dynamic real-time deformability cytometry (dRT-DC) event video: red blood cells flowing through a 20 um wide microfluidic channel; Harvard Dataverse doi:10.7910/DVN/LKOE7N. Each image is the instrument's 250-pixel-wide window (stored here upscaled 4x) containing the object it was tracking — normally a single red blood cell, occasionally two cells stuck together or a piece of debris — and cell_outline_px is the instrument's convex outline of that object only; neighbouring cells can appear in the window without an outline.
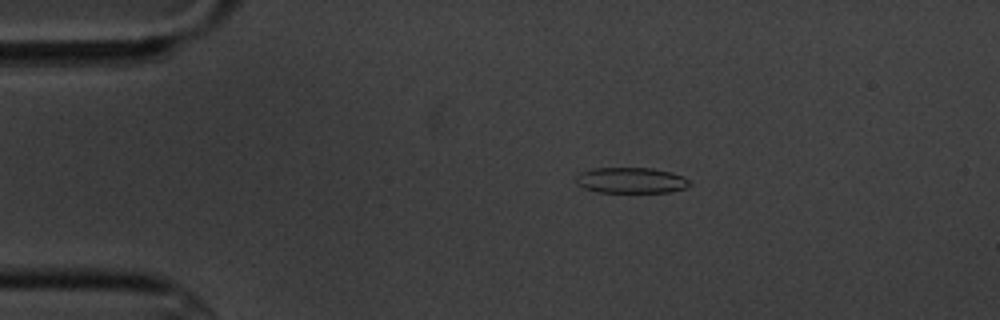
{"species": "common noctule bat (a hibernating species)", "species_latin": "Nyctalus noctula", "temperature_condition": "cold", "stored_images_in_passage": 12, "camera_frame_rate_fps": 3000, "um_per_image_px": 0.085, "animal": {"sex": "male", "body_mass_g": 20.1, "forearm_length_mm": 53.5}, "frame": {"image": 1, "passage_image": 2, "time_ms": 1.333, "image_size_px": [1000, 320], "cell_outline_px": [[692, 184], [684, 188], [668, 192], [600, 192], [584, 188], [576, 184], [576, 176], [580, 172], [592, 168], [652, 168], [684, 176]], "centroid_in_image_um": [53.61, 15.32], "position_along_channel_um": 31.4, "area_um2": 16.99}}
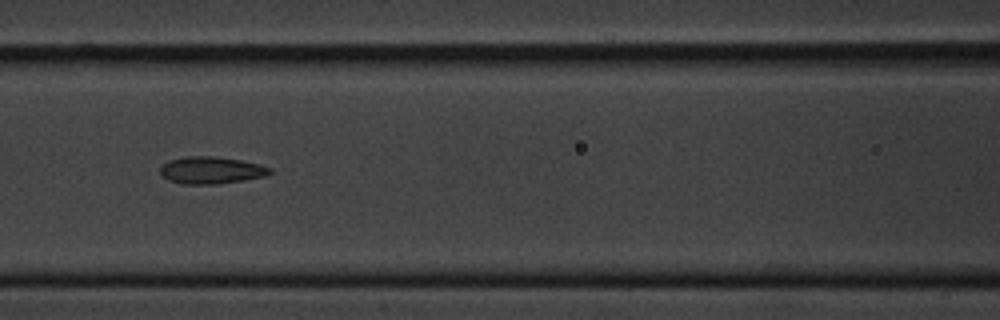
{"frame": {"image": 2, "passage_image": 6, "time_ms": 6.0, "image_size_px": [1000, 320], "cell_outline_px": [[272, 172], [264, 176], [244, 180], [216, 184], [184, 184], [168, 180], [160, 172], [160, 168], [168, 160], [184, 156], [212, 156], [240, 160], [260, 164], [272, 168]], "centroid_in_image_um": [17.95, 14.46], "position_along_channel_um": 148.6, "area_um2": 17.28}}
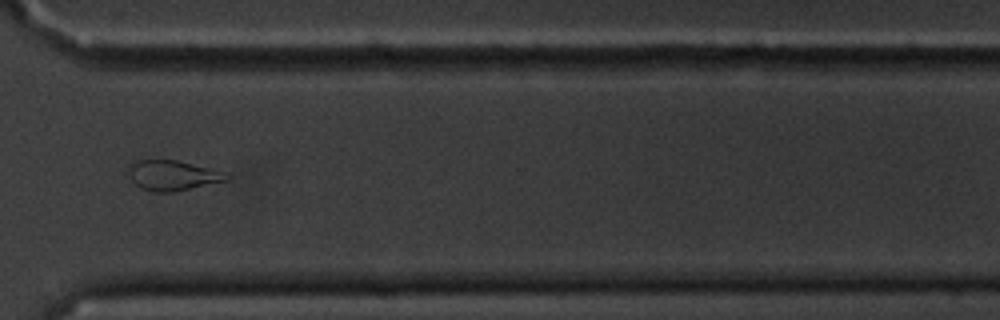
{"frame": {"image": 3, "passage_image": 11, "time_ms": 12.0, "image_size_px": [1000, 320], "cell_outline_px": [[232, 176], [228, 180], [172, 192], [156, 192], [140, 188], [132, 180], [128, 164], [140, 160], [176, 160], [208, 168]], "centroid_in_image_um": [14.65, 14.91], "position_along_channel_um": 355.9, "area_um2": 16.76}, "authors_computed_cell_mechanics": {"area_um2": 17.1377, "velocity_mm_per_s": 3.4644, "shape_relaxation_time_tau1_ms": 7.2675, "shape_relaxation_time_tau2_ms": 2.1506, "deformation_change_tau1": 0.124, "deformation_change_tau2": 0.086}}